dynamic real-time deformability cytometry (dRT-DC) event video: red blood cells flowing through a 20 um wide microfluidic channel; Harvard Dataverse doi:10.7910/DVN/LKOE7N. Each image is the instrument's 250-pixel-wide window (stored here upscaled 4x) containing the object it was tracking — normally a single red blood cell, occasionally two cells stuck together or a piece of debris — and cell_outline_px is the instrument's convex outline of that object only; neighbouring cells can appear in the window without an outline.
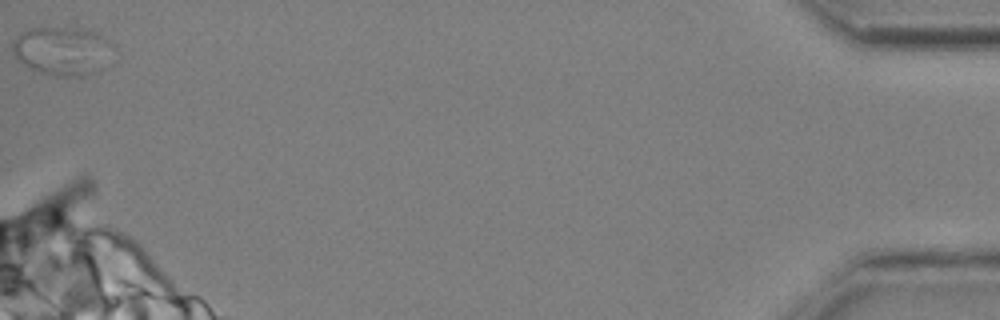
{"species": "common noctule bat (a hibernating species)", "species_latin": "Nyctalus noctula", "temperature_condition": "cold", "stored_images_in_passage": 54, "segment_of_instrument_passage": [2, 2], "camera_frame_rate_fps": 3000, "um_per_image_px": 0.085, "animal": {"sex": "male", "body_mass_g": 20.4}, "frame": {"image": 1, "passage_image": 54, "time_ms": 17.667, "image_size_px": [1000, 320], "cell_outline_px": [[116, 44], [104, 68], [96, 72], [84, 76], [52, 76], [28, 68], [16, 60], [12, 52], [12, 44], [16, 36], [20, 32], [28, 28], [72, 28], [104, 36]], "centroid_in_image_um": [5.29, 4.35], "position_along_channel_um": 429.9, "area_um2": 28.9}}